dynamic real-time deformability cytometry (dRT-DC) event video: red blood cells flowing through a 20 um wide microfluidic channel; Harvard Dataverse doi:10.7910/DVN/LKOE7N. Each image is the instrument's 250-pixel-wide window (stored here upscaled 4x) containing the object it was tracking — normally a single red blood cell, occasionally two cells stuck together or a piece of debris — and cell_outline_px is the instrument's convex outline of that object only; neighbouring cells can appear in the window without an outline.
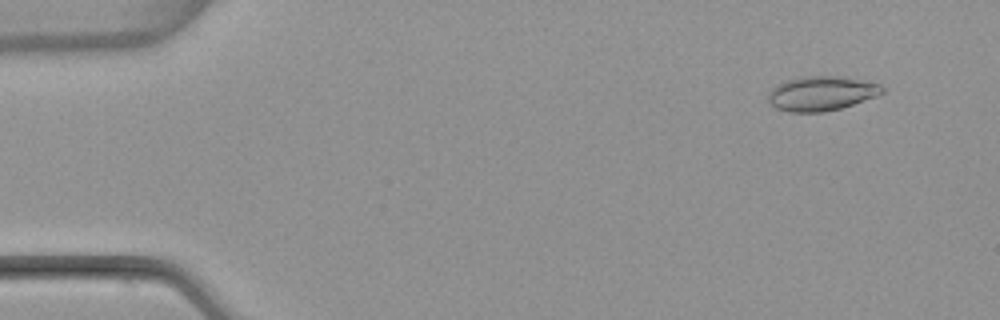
{"species": "common noctule bat (a hibernating species)", "species_latin": "Nyctalus noctula", "temperature_condition": "warm", "stored_images_in_passage": 51, "camera_frame_rate_fps": 3000, "um_per_image_px": 0.085, "animal": {"sex": "female", "body_mass_g": 22.7, "forearm_length_mm": 54.2}, "frame": {"image": 1, "passage_image": 4, "time_ms": 1.0, "image_size_px": [1000, 320], "cell_outline_px": [[884, 92], [880, 96], [840, 108], [824, 112], [788, 112], [776, 108], [768, 100], [768, 92], [772, 88], [784, 80], [800, 76], [840, 76], [880, 84], [884, 88]], "centroid_in_image_um": [69.82, 7.94], "position_along_channel_um": 15.2, "area_um2": 23.12}}
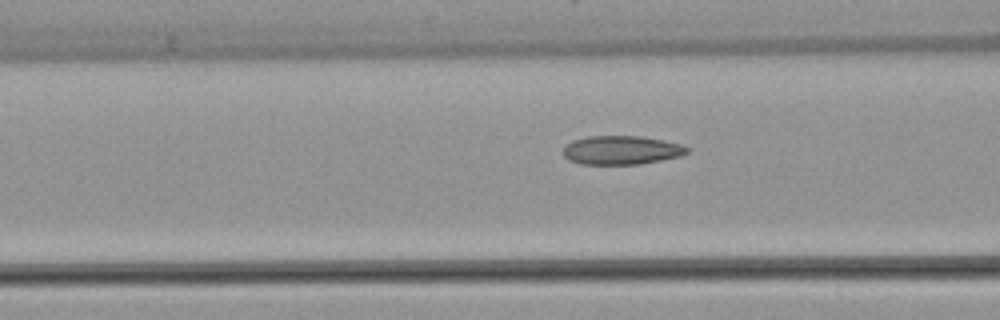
{"frame": {"image": 2, "passage_image": 20, "time_ms": 6.333, "image_size_px": [1000, 320], "cell_outline_px": [[692, 148], [688, 152], [680, 156], [640, 164], [580, 164], [568, 160], [564, 156], [564, 148], [572, 140], [588, 136], [640, 136], [664, 140], [680, 144]], "centroid_in_image_um": [52.83, 12.76], "position_along_channel_um": 113.8, "area_um2": 20.81}}
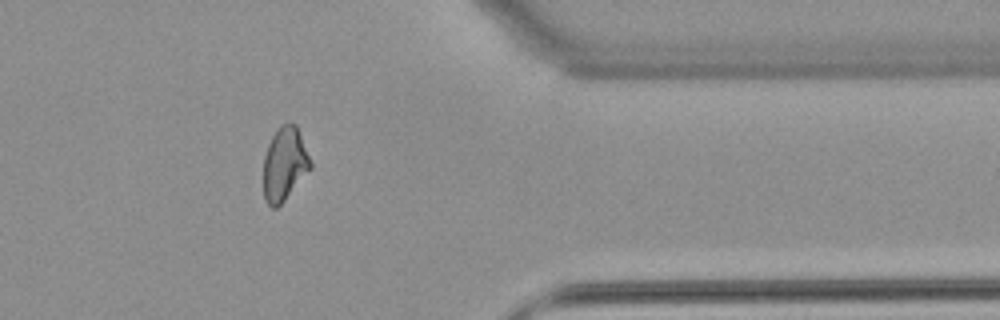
{"frame": {"image": 3, "passage_image": 42, "time_ms": 13.667, "image_size_px": [1000, 320], "cell_outline_px": [[312, 168], [284, 200], [276, 208], [272, 208], [264, 200], [264, 156], [268, 144], [272, 136], [280, 124], [288, 120], [296, 124], [312, 164]], "centroid_in_image_um": [24.18, 13.91], "position_along_channel_um": 387.2, "area_um2": 20.17}, "authors_computed_cell_mechanics": {"area_um2": 20.808, "velocity_mm_per_s": 3.9566, "shape_relaxation_time_tau1_ms": null, "shape_relaxation_time_tau2_ms": 1.8116, "deformation_change_tau1": null, "deformation_change_tau2": 0.088}}